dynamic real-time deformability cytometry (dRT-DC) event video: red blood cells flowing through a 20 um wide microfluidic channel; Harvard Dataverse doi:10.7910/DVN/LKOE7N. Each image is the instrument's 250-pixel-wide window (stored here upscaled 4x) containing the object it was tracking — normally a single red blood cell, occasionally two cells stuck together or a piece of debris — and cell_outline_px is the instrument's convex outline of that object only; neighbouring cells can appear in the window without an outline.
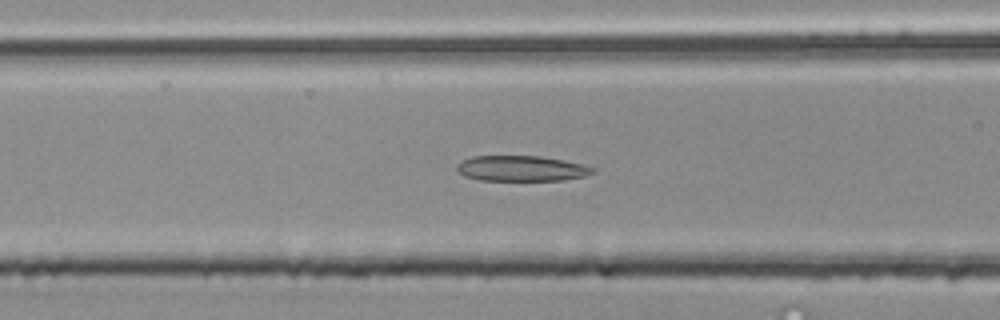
{"species": "common noctule bat (a hibernating species)", "species_latin": "Nyctalus noctula", "temperature_condition": "room temperature", "stored_images_in_passage": 38, "camera_frame_rate_fps": 3000, "um_per_image_px": 0.085, "animal": {"sex": "male", "body_mass_g": 20.4}, "frame": {"image": 1, "passage_image": 5, "time_ms": 1.333, "image_size_px": [1000, 320], "cell_outline_px": [[596, 172], [584, 176], [564, 180], [480, 180], [464, 176], [456, 172], [456, 164], [472, 156], [540, 156], [564, 160], [584, 164], [596, 168]], "centroid_in_image_um": [44.33, 14.32], "position_along_channel_um": 122.3, "area_um2": 20.35}}
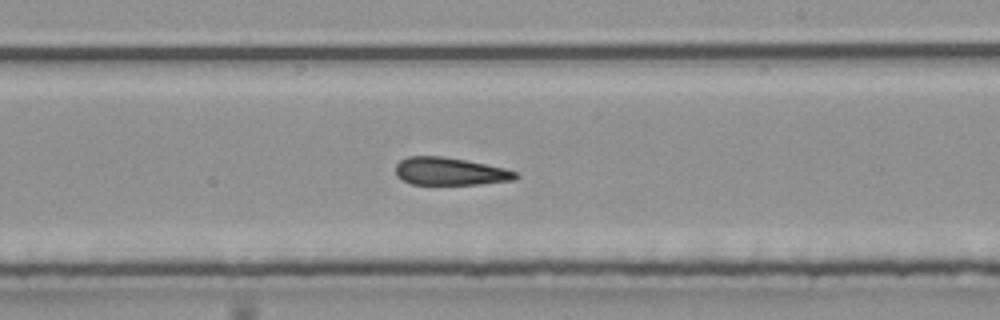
{"frame": {"image": 2, "passage_image": 15, "time_ms": 4.667, "image_size_px": [1000, 320], "cell_outline_px": [[520, 176], [512, 180], [480, 184], [412, 184], [396, 176], [396, 164], [400, 160], [408, 156], [440, 156], [464, 160], [504, 168], [516, 172]], "centroid_in_image_um": [38.22, 14.57], "position_along_channel_um": 250.8, "area_um2": 19.13}}
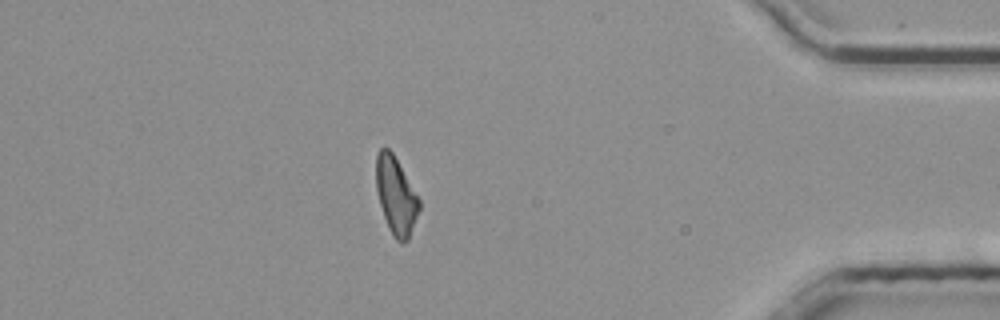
{"frame": {"image": 3, "passage_image": 30, "time_ms": 9.667, "image_size_px": [1000, 320], "cell_outline_px": [[420, 208], [408, 240], [404, 244], [400, 244], [392, 236], [384, 216], [380, 204], [376, 188], [376, 152], [380, 148], [388, 148], [392, 152], [420, 200]], "centroid_in_image_um": [33.65, 16.66], "position_along_channel_um": 401.6, "area_um2": 19.31}, "authors_computed_cell_mechanics": {"area_um2": 20.0277, "velocity_mm_per_s": 3.8678, "shape_relaxation_time_tau1_ms": 11.1622, "shape_relaxation_time_tau2_ms": 5.0471, "deformation_change_tau1": 0.2485, "deformation_change_tau2": 0.1816}}